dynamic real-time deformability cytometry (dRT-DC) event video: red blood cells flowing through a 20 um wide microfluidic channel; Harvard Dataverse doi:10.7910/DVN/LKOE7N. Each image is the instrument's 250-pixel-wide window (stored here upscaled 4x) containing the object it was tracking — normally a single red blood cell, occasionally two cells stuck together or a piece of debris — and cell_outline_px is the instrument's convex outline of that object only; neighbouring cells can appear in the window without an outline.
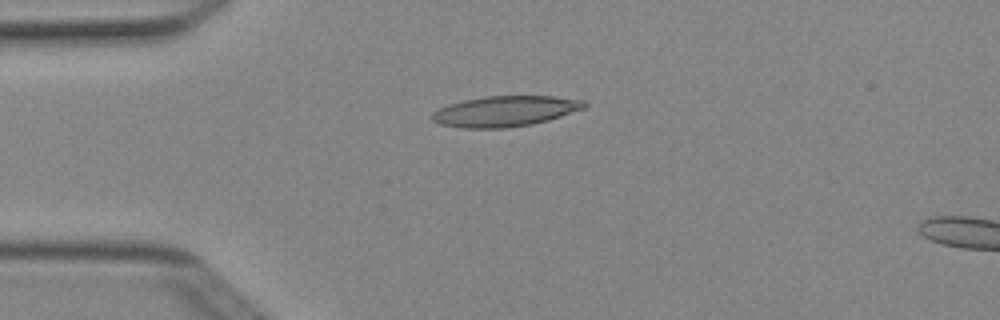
{"species": "Egyptian fruit bat (a non-hibernating species)", "species_latin": "Rousettus aegyptiacus", "temperature_condition": "cold", "stored_images_in_passage": 7, "camera_frame_rate_fps": 3000, "um_per_image_px": 0.085, "animal": {"sex": "female"}, "frame": {"image": 1, "passage_image": 3, "time_ms": 0.667, "image_size_px": [1000, 320], "cell_outline_px": [[588, 104], [584, 108], [548, 120], [532, 124], [504, 128], [464, 128], [440, 124], [432, 120], [432, 112], [448, 104], [464, 100], [488, 96], [556, 96], [584, 100]], "centroid_in_image_um": [42.94, 9.45], "position_along_channel_um": 42.1, "area_um2": 26.99}}
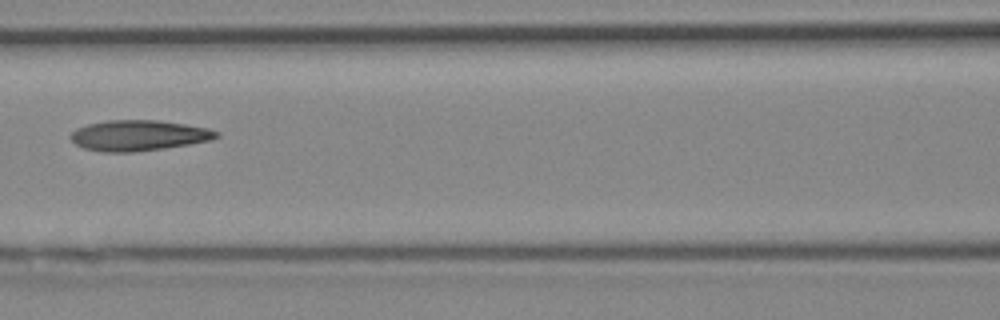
{"frame": {"image": 2, "passage_image": 6, "time_ms": 1.667, "image_size_px": [1000, 320], "cell_outline_px": [[220, 136], [212, 140], [164, 148], [132, 152], [100, 152], [84, 148], [76, 144], [68, 136], [76, 128], [88, 124], [108, 120], [156, 120], [184, 124], [208, 128], [220, 132]], "centroid_in_image_um": [11.77, 11.51], "position_along_channel_um": 154.8, "area_um2": 26.01}}
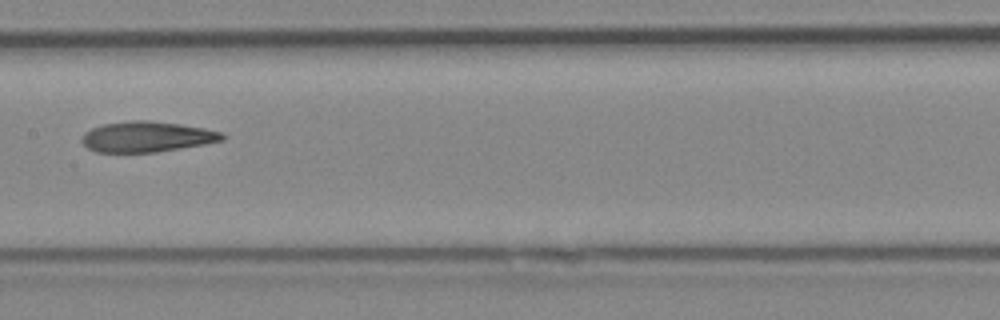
{"frame": {"image": 3, "passage_image": 7, "time_ms": 2.0, "image_size_px": [1000, 320], "cell_outline_px": [[228, 136], [224, 140], [204, 144], [156, 152], [96, 152], [88, 148], [80, 140], [80, 136], [84, 132], [92, 128], [104, 124], [132, 120], [148, 120], [180, 124], [204, 128], [224, 132]], "centroid_in_image_um": [12.5, 11.62], "position_along_channel_um": 194.9, "area_um2": 25.14}}